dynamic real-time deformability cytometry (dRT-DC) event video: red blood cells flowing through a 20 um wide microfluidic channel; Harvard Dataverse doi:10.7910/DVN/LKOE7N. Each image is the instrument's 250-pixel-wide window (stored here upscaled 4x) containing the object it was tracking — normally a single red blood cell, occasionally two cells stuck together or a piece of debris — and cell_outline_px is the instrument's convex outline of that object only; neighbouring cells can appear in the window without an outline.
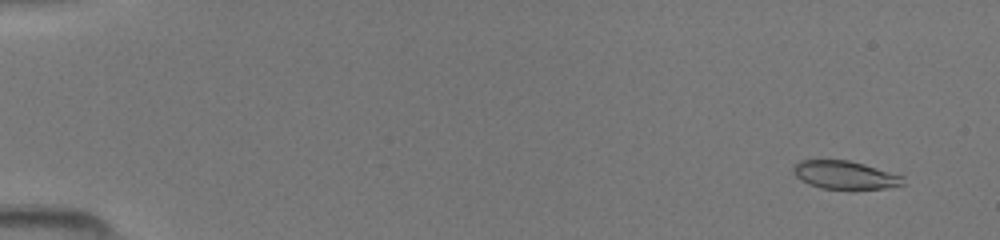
{"species": "common noctule bat (a hibernating species)", "species_latin": "Nyctalus noctula", "temperature_condition": "room temperature", "stored_images_in_passage": 50, "camera_frame_rate_fps": 3000, "um_per_image_px": 0.085, "animal": {"sex": "female", "body_mass_g": 19.5, "forearm_length_mm": 54.1}, "frame": {"image": 1, "passage_image": 4, "time_ms": 1.0, "image_size_px": [1000, 240], "cell_outline_px": [[904, 184], [884, 188], [820, 188], [808, 184], [800, 180], [792, 172], [792, 168], [800, 160], [848, 160], [864, 164], [904, 176]], "centroid_in_image_um": [71.78, 14.86], "position_along_channel_um": 13.2, "area_um2": 17.8}}
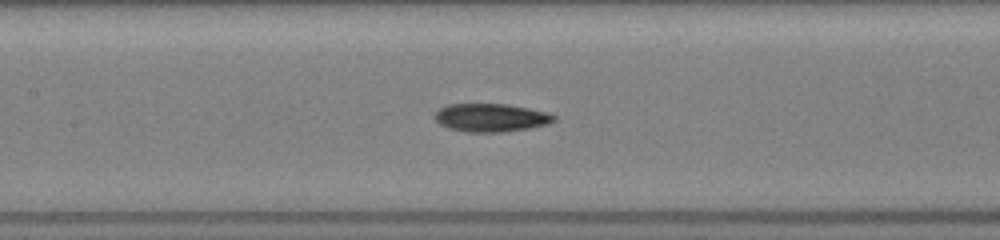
{"frame": {"image": 2, "passage_image": 25, "time_ms": 8.0, "image_size_px": [1000, 240], "cell_outline_px": [[556, 120], [548, 124], [528, 128], [504, 132], [464, 132], [448, 128], [440, 124], [432, 116], [440, 108], [448, 104], [508, 104], [548, 112], [556, 116]], "centroid_in_image_um": [41.72, 10.0], "position_along_channel_um": 165.7, "area_um2": 19.71}}
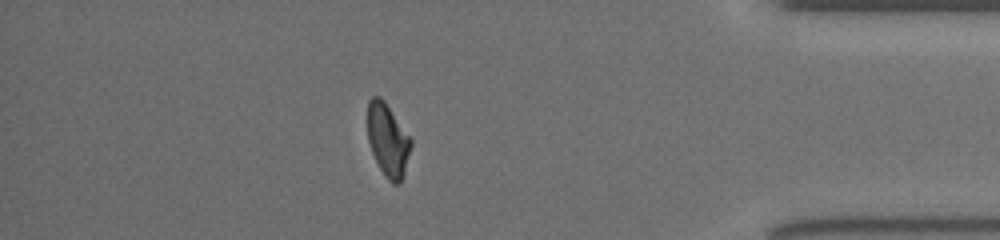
{"frame": {"image": 3, "passage_image": 44, "time_ms": 14.333, "image_size_px": [1000, 240], "cell_outline_px": [[412, 144], [404, 172], [400, 184], [392, 184], [384, 176], [372, 152], [368, 140], [368, 100], [372, 96], [380, 96], [384, 100], [412, 140]], "centroid_in_image_um": [32.96, 11.91], "position_along_channel_um": 402.2, "area_um2": 18.26}}